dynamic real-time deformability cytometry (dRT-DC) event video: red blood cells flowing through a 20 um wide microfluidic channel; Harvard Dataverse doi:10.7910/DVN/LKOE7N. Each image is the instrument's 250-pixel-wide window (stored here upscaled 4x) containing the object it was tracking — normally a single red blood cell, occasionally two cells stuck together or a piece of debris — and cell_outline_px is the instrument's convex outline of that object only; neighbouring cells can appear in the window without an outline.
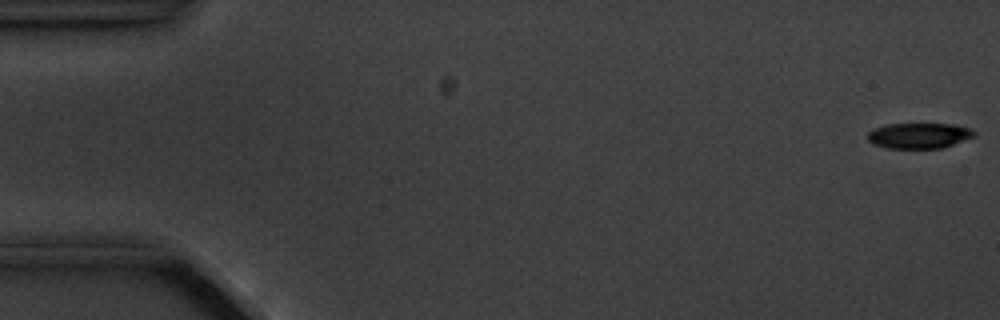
{"species": "common noctule bat (a hibernating species)", "species_latin": "Nyctalus noctula", "temperature_condition": "cold", "stored_images_in_passage": 5, "camera_frame_rate_fps": 3000, "um_per_image_px": 0.085, "animal": {"sex": "male", "body_mass_g": 20.1, "forearm_length_mm": 53.5}, "frame": {"image": 1, "passage_image": 1, "time_ms": 0.0, "image_size_px": [1000, 320], "cell_outline_px": [[976, 136], [944, 148], [888, 148], [872, 144], [868, 140], [868, 132], [872, 128], [888, 124], [952, 124], [968, 128], [976, 132]], "centroid_in_image_um": [78.11, 11.53], "position_along_channel_um": 6.9, "area_um2": 15.95}}